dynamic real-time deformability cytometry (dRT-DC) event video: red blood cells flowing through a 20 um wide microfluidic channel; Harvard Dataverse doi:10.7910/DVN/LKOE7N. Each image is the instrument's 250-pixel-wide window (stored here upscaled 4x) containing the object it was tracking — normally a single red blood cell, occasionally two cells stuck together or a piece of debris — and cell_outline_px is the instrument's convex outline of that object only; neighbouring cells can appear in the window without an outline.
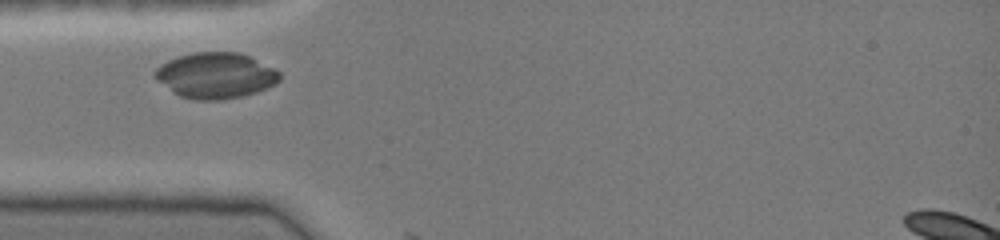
{"species": "common noctule bat (a hibernating species)", "species_latin": "Nyctalus noctula", "temperature_condition": "cold", "stored_images_in_passage": 2, "camera_frame_rate_fps": 3000, "um_per_image_px": 0.085, "animal": {"sex": "female", "body_mass_g": 19.0, "forearm_length_mm": 51.5}, "frame": {"image": 1, "passage_image": 1, "time_ms": 0.0, "image_size_px": [1000, 240], "cell_outline_px": [[280, 80], [276, 84], [256, 92], [240, 96], [220, 100], [196, 100], [180, 96], [172, 92], [156, 80], [152, 76], [152, 72], [160, 64], [168, 60], [192, 52], [240, 52], [280, 72]], "centroid_in_image_um": [18.27, 6.42], "position_along_channel_um": 66.7, "area_um2": 33.23}}